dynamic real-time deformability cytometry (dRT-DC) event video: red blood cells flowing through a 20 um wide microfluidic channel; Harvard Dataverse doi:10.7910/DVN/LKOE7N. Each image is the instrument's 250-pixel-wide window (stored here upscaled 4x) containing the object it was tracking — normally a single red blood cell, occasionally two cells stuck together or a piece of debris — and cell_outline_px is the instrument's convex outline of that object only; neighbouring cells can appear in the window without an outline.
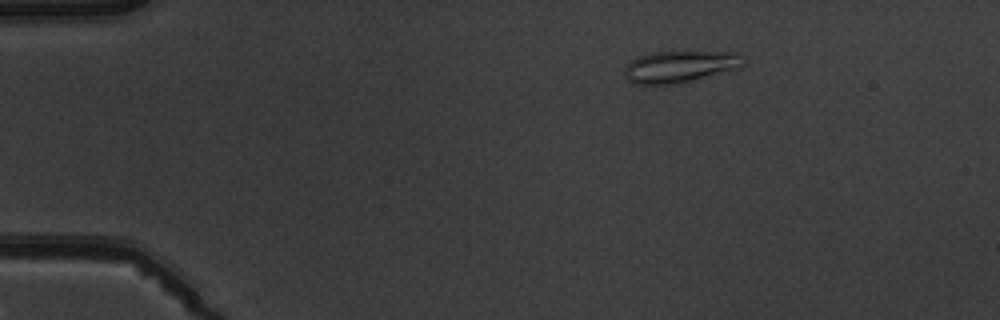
{"species": "common noctule bat (a hibernating species)", "species_latin": "Nyctalus noctula", "temperature_condition": "warm", "stored_images_in_passage": 3, "camera_frame_rate_fps": 3000, "um_per_image_px": 0.085, "animal": {"sex": "male", "body_mass_g": 19.5, "forearm_length_mm": 54.6}, "frame": {"image": 1, "passage_image": 1, "time_ms": 0.0, "image_size_px": [1000, 320], "cell_outline_px": [[744, 64], [740, 68], [676, 84], [632, 84], [624, 76], [624, 68], [632, 60], [640, 56], [652, 52], [736, 52]], "centroid_in_image_um": [57.74, 5.67], "position_along_channel_um": 27.3, "area_um2": 21.73}}
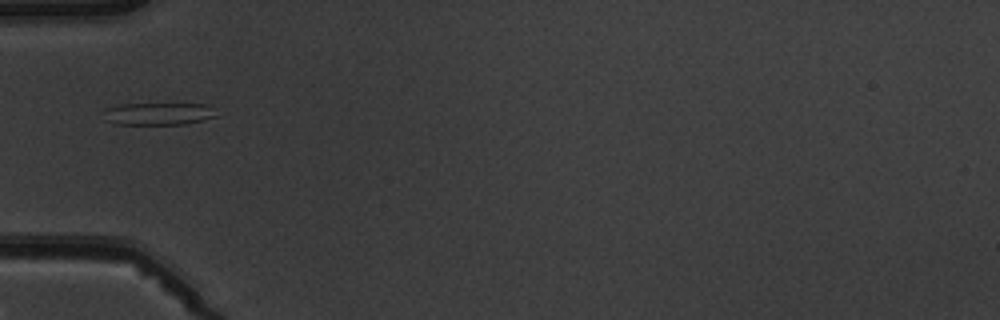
{"frame": {"image": 2, "passage_image": 3, "time_ms": 3.0, "image_size_px": [1000, 320], "cell_outline_px": [[216, 116], [204, 120], [184, 124], [116, 124], [104, 120], [108, 108], [120, 104], [208, 104]], "centroid_in_image_um": [13.47, 9.67], "position_along_channel_um": 71.5, "area_um2": 14.39}}